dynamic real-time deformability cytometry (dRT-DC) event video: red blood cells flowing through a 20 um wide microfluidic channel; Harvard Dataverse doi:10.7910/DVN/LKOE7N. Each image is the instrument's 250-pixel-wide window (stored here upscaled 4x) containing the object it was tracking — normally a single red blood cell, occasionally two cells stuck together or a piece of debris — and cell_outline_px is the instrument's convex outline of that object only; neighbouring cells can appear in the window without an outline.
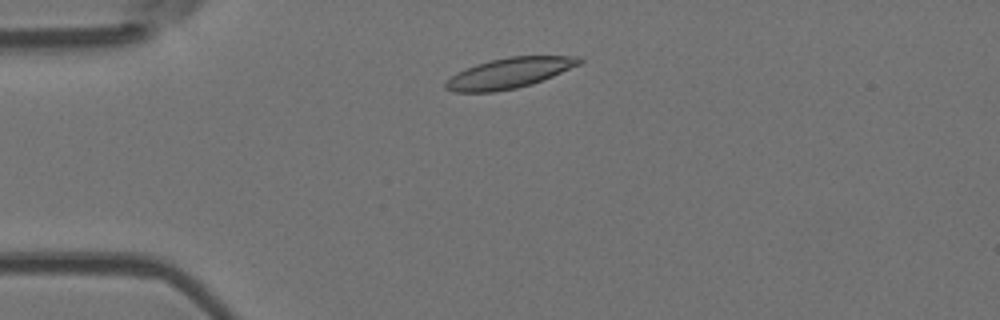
{"species": "Egyptian fruit bat (a non-hibernating species)", "species_latin": "Rousettus aegyptiacus", "temperature_condition": "room temperature", "stored_images_in_passage": 36, "camera_frame_rate_fps": 3000, "um_per_image_px": 0.085, "animal": {"sex": "female"}, "frame": {"image": 1, "passage_image": 7, "time_ms": 2.0, "image_size_px": [1000, 320], "cell_outline_px": [[584, 60], [580, 64], [552, 76], [532, 84], [516, 88], [492, 92], [452, 92], [444, 88], [444, 84], [456, 72], [476, 64], [488, 60], [508, 56], [580, 56]], "centroid_in_image_um": [43.27, 6.2], "position_along_channel_um": 41.7, "area_um2": 23.7}}
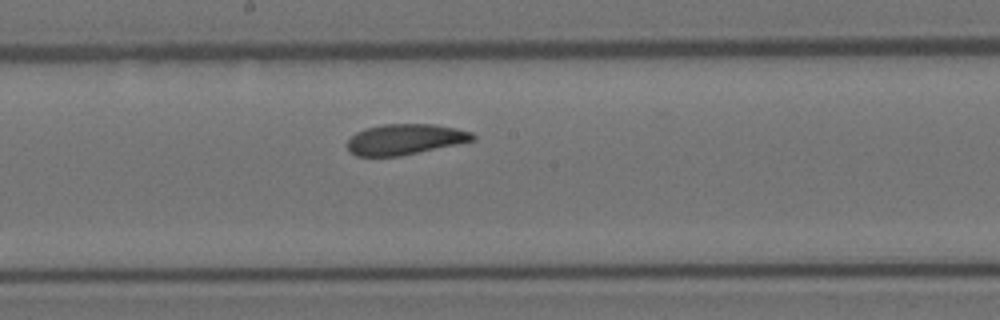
{"frame": {"image": 2, "passage_image": 23, "time_ms": 7.333, "image_size_px": [1000, 320], "cell_outline_px": [[476, 140], [400, 156], [356, 156], [348, 152], [348, 140], [356, 132], [364, 128], [384, 124], [432, 124], [456, 128], [472, 132], [476, 136]], "centroid_in_image_um": [34.42, 11.84], "position_along_channel_um": 213.8, "area_um2": 22.43}}
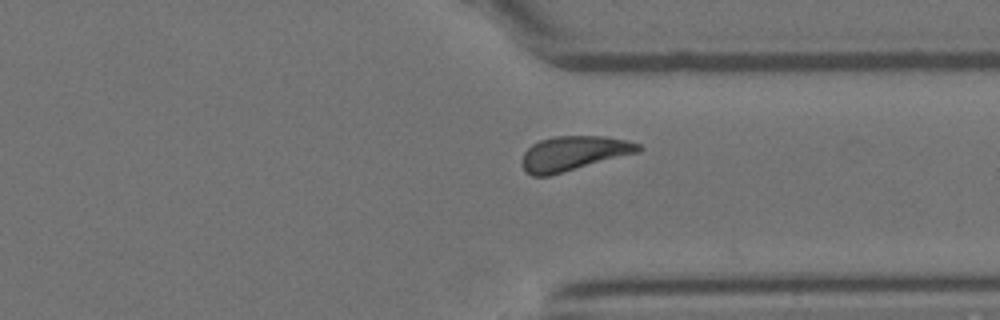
{"frame": {"image": 3, "passage_image": 35, "time_ms": 11.333, "image_size_px": [1000, 320], "cell_outline_px": [[644, 148], [640, 152], [548, 176], [532, 176], [524, 172], [520, 160], [524, 152], [532, 144], [540, 140], [552, 136], [608, 136], [628, 140], [640, 144]], "centroid_in_image_um": [48.76, 13.03], "position_along_channel_um": 362.6, "area_um2": 23.81}}